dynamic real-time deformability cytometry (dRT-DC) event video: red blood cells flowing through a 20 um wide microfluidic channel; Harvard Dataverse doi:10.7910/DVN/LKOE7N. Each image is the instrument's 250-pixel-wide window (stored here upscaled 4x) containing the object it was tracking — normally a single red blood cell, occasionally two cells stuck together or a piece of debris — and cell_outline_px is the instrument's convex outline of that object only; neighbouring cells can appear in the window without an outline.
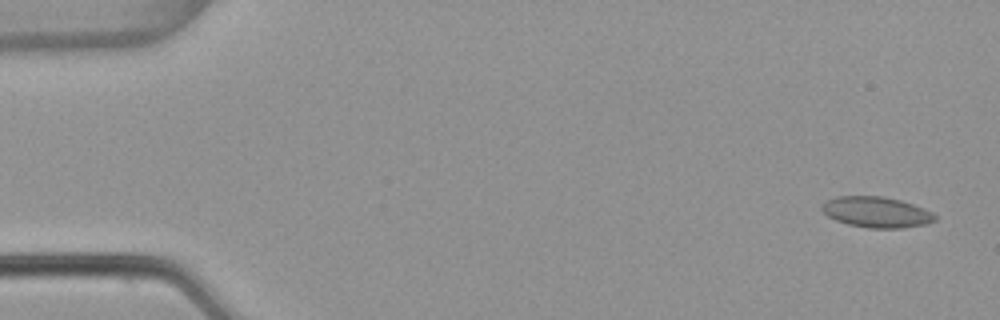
{"species": "common noctule bat (a hibernating species)", "species_latin": "Nyctalus noctula", "temperature_condition": "warm", "stored_images_in_passage": 6, "camera_frame_rate_fps": 3000, "um_per_image_px": 0.085, "animal": {"sex": "female", "body_mass_g": 22.7, "forearm_length_mm": 54.2}, "frame": {"image": 1, "passage_image": 1, "time_ms": 0.0, "image_size_px": [1000, 320], "cell_outline_px": [[936, 220], [924, 224], [900, 228], [868, 228], [848, 224], [836, 220], [828, 216], [820, 208], [828, 200], [836, 196], [880, 196], [900, 200], [924, 208], [932, 212], [936, 216]], "centroid_in_image_um": [74.5, 18.03], "position_along_channel_um": 10.5, "area_um2": 20.06}}
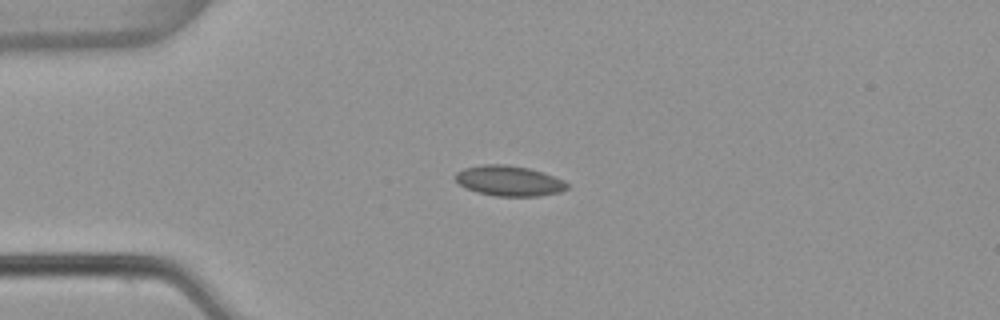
{"frame": {"image": 2, "passage_image": 4, "time_ms": 1.0, "image_size_px": [1000, 320], "cell_outline_px": [[568, 188], [560, 192], [536, 196], [496, 196], [476, 192], [460, 184], [456, 180], [456, 172], [464, 168], [480, 164], [504, 164], [528, 168], [564, 180], [568, 184]], "centroid_in_image_um": [43.26, 15.37], "position_along_channel_um": 41.7, "area_um2": 19.54}}
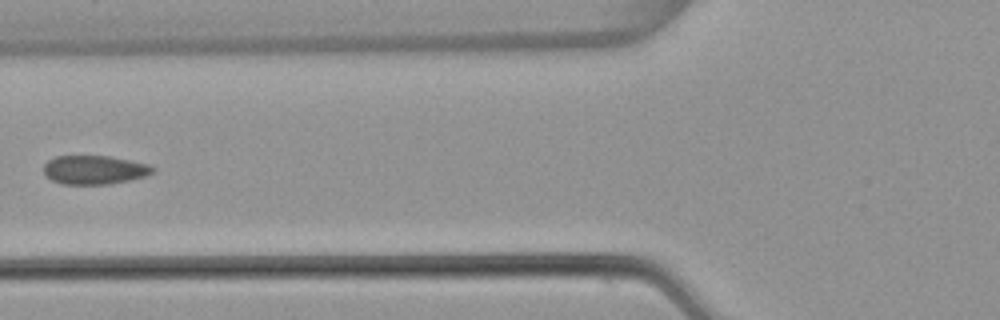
{"frame": {"image": 3, "passage_image": 6, "time_ms": 1.667, "image_size_px": [1000, 320], "cell_outline_px": [[156, 172], [144, 176], [112, 184], [64, 184], [52, 180], [44, 176], [44, 164], [48, 160], [56, 156], [108, 156], [152, 164], [156, 168]], "centroid_in_image_um": [8.06, 14.43], "position_along_channel_um": 117.7, "area_um2": 18.5}}